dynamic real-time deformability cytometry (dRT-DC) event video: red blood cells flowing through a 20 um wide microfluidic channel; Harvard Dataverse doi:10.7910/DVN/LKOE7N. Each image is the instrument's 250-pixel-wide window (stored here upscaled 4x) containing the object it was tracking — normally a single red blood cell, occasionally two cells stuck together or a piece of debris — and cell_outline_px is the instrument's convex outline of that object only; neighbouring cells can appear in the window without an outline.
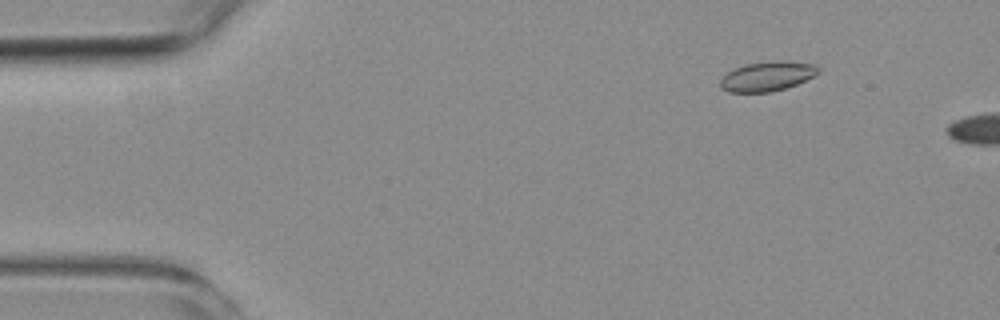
{"species": "common noctule bat (a hibernating species)", "species_latin": "Nyctalus noctula", "temperature_condition": "room temperature", "stored_images_in_passage": 4, "camera_frame_rate_fps": 3000, "um_per_image_px": 0.085, "animal": {"sex": "female", "body_mass_g": 19.3, "forearm_length_mm": 54.1}, "frame": {"image": 1, "passage_image": 2, "time_ms": 1.333, "image_size_px": [1000, 320], "cell_outline_px": [[820, 72], [816, 76], [796, 84], [772, 92], [728, 92], [720, 88], [720, 80], [728, 72], [744, 64], [784, 60], [816, 64], [820, 68]], "centroid_in_image_um": [65.26, 6.48], "position_along_channel_um": 19.7, "area_um2": 16.99}}